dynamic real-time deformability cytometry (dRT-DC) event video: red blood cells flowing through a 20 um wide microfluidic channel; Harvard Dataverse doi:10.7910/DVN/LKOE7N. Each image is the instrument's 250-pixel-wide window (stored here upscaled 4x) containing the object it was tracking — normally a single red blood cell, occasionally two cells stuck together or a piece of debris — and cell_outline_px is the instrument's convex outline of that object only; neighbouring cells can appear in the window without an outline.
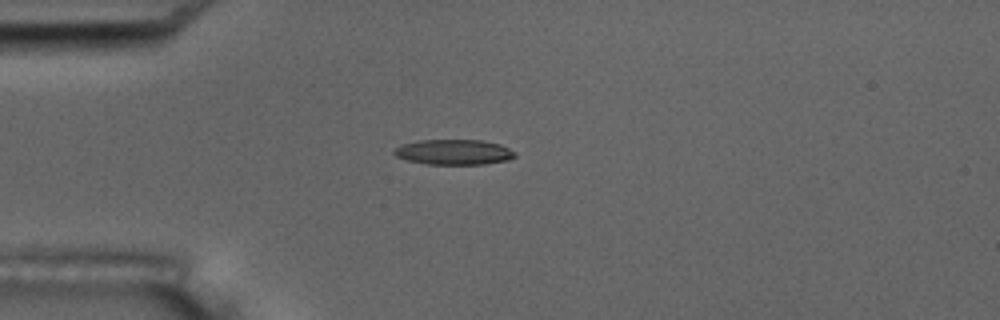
{"species": "common noctule bat (a hibernating species)", "species_latin": "Nyctalus noctula", "temperature_condition": "room temperature", "stored_images_in_passage": 7, "camera_frame_rate_fps": 3000, "um_per_image_px": 0.085, "animal": {"sex": "male", "body_mass_g": 17.5, "forearm_length_mm": 52.3}, "frame": {"image": 1, "passage_image": 1, "time_ms": 0.0, "image_size_px": [1000, 320], "cell_outline_px": [[516, 156], [508, 160], [484, 164], [428, 164], [408, 160], [396, 156], [392, 152], [400, 144], [420, 140], [480, 140], [500, 144], [516, 152]], "centroid_in_image_um": [38.58, 12.92], "position_along_channel_um": 46.4, "area_um2": 17.74}}
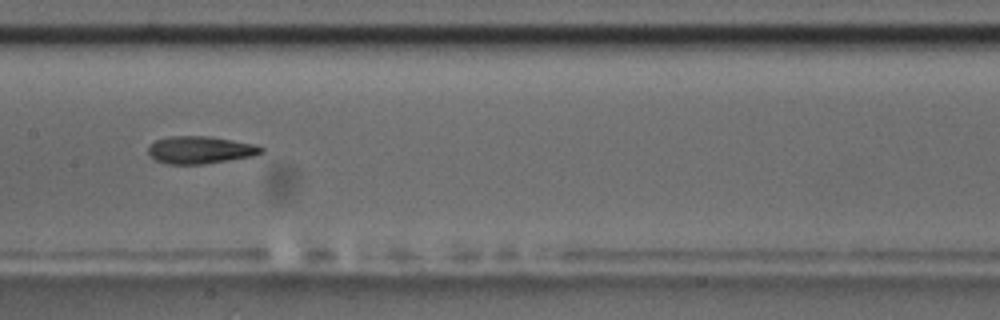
{"frame": {"image": 2, "passage_image": 5, "time_ms": 4.333, "image_size_px": [1000, 320], "cell_outline_px": [[264, 152], [252, 156], [204, 164], [168, 164], [156, 160], [148, 152], [148, 148], [156, 140], [168, 136], [208, 136], [256, 144], [264, 148]], "centroid_in_image_um": [17.04, 12.74], "position_along_channel_um": 190.4, "area_um2": 17.98}}
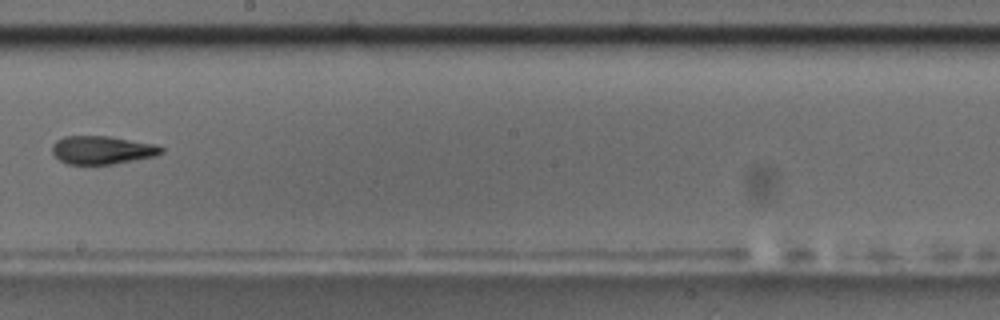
{"frame": {"image": 3, "passage_image": 6, "time_ms": 5.667, "image_size_px": [1000, 320], "cell_outline_px": [[164, 152], [156, 156], [112, 164], [68, 164], [60, 160], [52, 152], [52, 144], [56, 140], [64, 136], [112, 136], [156, 144], [164, 148]], "centroid_in_image_um": [8.71, 12.74], "position_along_channel_um": 239.5, "area_um2": 18.09}}